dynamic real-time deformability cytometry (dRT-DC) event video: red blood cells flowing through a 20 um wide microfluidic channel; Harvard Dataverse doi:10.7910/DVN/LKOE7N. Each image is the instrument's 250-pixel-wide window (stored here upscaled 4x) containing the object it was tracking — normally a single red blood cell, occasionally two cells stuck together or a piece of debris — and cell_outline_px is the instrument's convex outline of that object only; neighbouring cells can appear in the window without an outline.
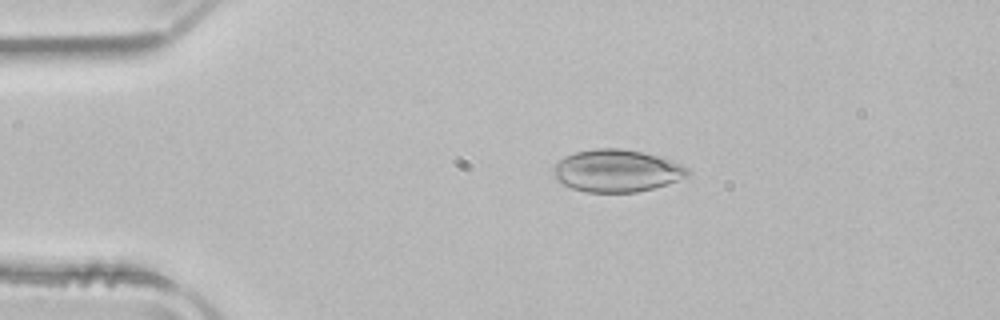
{"species": "common noctule bat (a hibernating species)", "species_latin": "Nyctalus noctula", "temperature_condition": "room temperature", "stored_images_in_passage": 50, "camera_frame_rate_fps": 3000, "um_per_image_px": 0.085, "animal": {"sex": "male", "body_mass_g": 21.5, "forearm_length_mm": 52.0}, "frame": {"image": 1, "passage_image": 9, "time_ms": 2.667, "image_size_px": [1000, 320], "cell_outline_px": [[692, 172], [688, 176], [668, 184], [636, 192], [588, 192], [572, 188], [556, 180], [552, 168], [564, 156], [576, 152], [596, 148], [620, 148], [640, 152], [672, 160], [688, 168]], "centroid_in_image_um": [52.43, 14.51], "position_along_channel_um": 32.6, "area_um2": 33.0}}
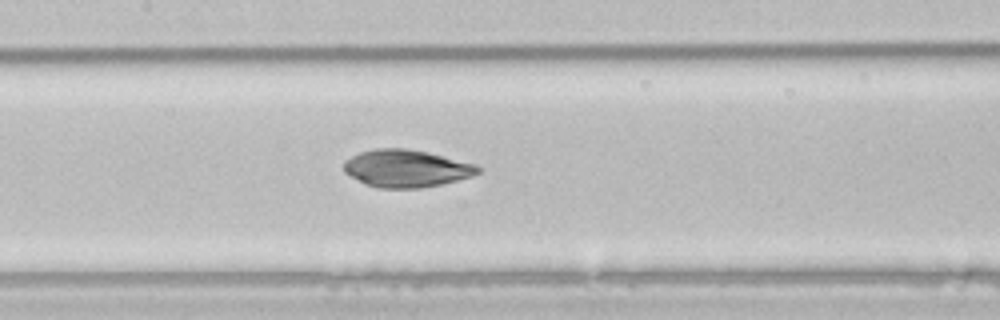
{"frame": {"image": 2, "passage_image": 23, "time_ms": 7.333, "image_size_px": [1000, 320], "cell_outline_px": [[480, 172], [472, 176], [424, 188], [376, 188], [364, 184], [344, 172], [344, 160], [360, 152], [376, 148], [408, 148], [428, 152], [472, 164], [480, 168]], "centroid_in_image_um": [34.48, 14.32], "position_along_channel_um": 172.9, "area_um2": 29.13}}
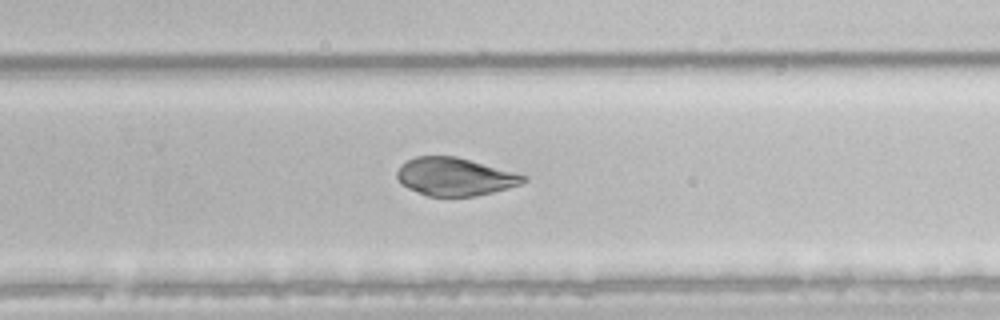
{"frame": {"image": 3, "passage_image": 32, "time_ms": 10.333, "image_size_px": [1000, 320], "cell_outline_px": [[528, 180], [520, 184], [508, 188], [476, 196], [428, 196], [408, 188], [400, 184], [396, 176], [396, 172], [400, 164], [416, 156], [456, 156], [528, 176]], "centroid_in_image_um": [38.64, 15.02], "position_along_channel_um": 291.2, "area_um2": 27.92}}